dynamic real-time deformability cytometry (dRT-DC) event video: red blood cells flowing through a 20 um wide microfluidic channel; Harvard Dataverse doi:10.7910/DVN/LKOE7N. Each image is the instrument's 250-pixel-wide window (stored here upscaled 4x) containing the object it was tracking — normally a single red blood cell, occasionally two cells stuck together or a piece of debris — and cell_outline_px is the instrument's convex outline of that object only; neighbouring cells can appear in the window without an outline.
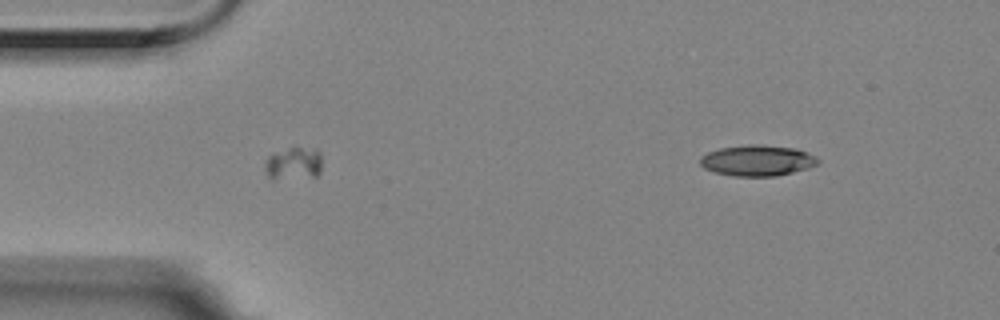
{"species": "Egyptian fruit bat (a non-hibernating species)", "species_latin": "Rousettus aegyptiacus", "temperature_condition": "room temperature", "stored_images_in_passage": 3, "camera_frame_rate_fps": 3000, "um_per_image_px": 0.085, "animal": {"sex": "female"}, "frame": {"image": 1, "passage_image": 3, "time_ms": 0.667, "image_size_px": [1000, 320], "cell_outline_px": [[820, 164], [808, 168], [776, 176], [736, 176], [716, 172], [704, 168], [700, 164], [700, 156], [708, 152], [720, 148], [752, 144], [760, 144], [796, 148], [808, 152], [816, 156], [820, 160]], "centroid_in_image_um": [64.42, 13.63], "position_along_channel_um": 20.6, "area_um2": 21.27}}